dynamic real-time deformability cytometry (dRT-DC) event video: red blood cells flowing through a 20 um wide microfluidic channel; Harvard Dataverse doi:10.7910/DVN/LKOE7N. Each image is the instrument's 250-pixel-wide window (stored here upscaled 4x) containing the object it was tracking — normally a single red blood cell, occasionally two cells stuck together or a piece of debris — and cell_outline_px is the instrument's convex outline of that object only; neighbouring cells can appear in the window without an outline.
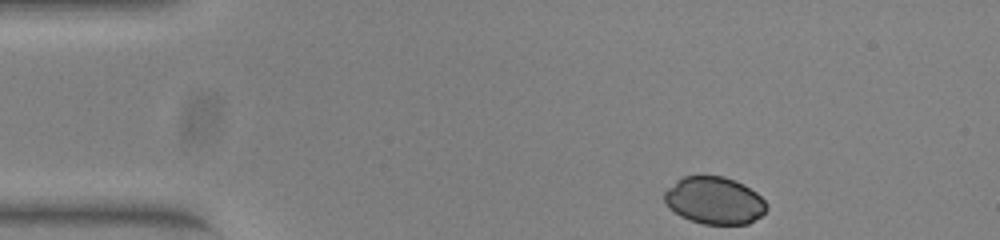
{"species": "common noctule bat (a hibernating species)", "species_latin": "Nyctalus noctula", "temperature_condition": "warm", "stored_images_in_passage": 38, "camera_frame_rate_fps": 3000, "um_per_image_px": 0.085, "animal": {"sex": "female", "body_mass_g": 23.0, "forearm_length_mm": 53.4}, "frame": {"image": 1, "passage_image": 1, "time_ms": 0.0, "image_size_px": [1000, 240], "cell_outline_px": [[768, 208], [760, 216], [748, 224], [704, 224], [680, 216], [668, 208], [664, 200], [664, 192], [676, 180], [684, 176], [724, 176], [744, 184], [756, 192], [764, 200]], "centroid_in_image_um": [60.71, 17.04], "position_along_channel_um": 24.3, "area_um2": 28.15}}
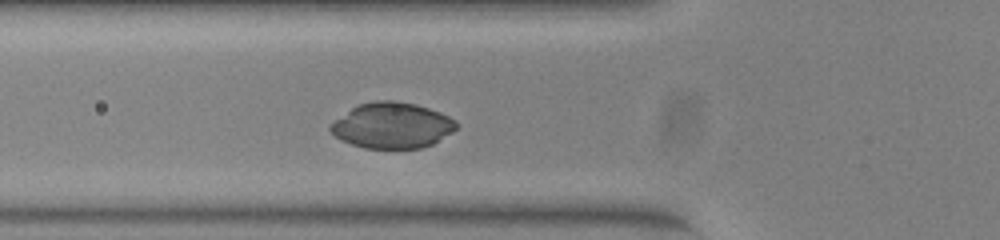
{"frame": {"image": 2, "passage_image": 12, "time_ms": 3.667, "image_size_px": [1000, 240], "cell_outline_px": [[456, 128], [452, 132], [432, 144], [420, 148], [364, 148], [340, 140], [328, 128], [336, 120], [356, 104], [376, 100], [392, 100], [416, 104], [440, 112], [456, 120]], "centroid_in_image_um": [33.32, 10.65], "position_along_channel_um": 92.5, "area_um2": 33.35}}
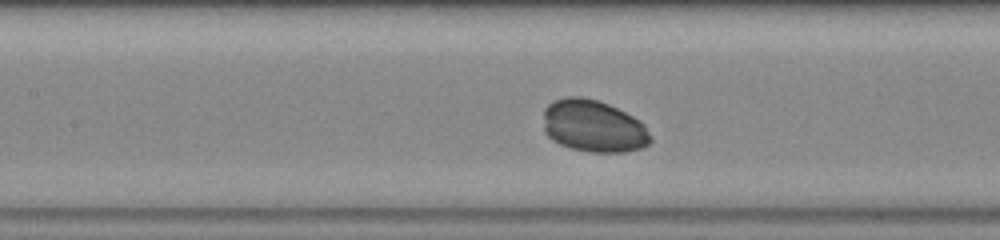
{"frame": {"image": 3, "passage_image": 17, "time_ms": 5.333, "image_size_px": [1000, 240], "cell_outline_px": [[652, 140], [644, 148], [624, 152], [588, 152], [572, 148], [560, 144], [552, 140], [544, 132], [544, 108], [548, 104], [556, 100], [568, 96], [580, 96], [596, 100], [608, 104], [640, 120], [644, 124], [652, 136]], "centroid_in_image_um": [50.46, 10.73], "position_along_channel_um": 156.9, "area_um2": 32.71}}